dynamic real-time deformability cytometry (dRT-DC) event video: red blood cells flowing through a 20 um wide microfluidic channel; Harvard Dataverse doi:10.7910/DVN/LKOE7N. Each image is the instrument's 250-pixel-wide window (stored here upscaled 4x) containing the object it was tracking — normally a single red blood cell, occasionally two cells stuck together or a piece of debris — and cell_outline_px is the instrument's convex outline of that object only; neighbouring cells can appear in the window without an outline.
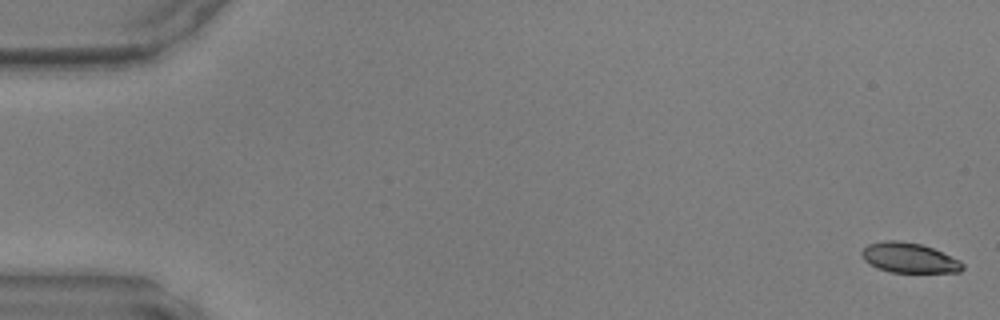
{"species": "common noctule bat (a hibernating species)", "species_latin": "Nyctalus noctula", "temperature_condition": "warm", "stored_images_in_passage": 14, "camera_frame_rate_fps": 3000, "um_per_image_px": 0.085, "animal": {"sex": "male", "body_mass_g": 17.9, "forearm_length_mm": 54.2}, "frame": {"image": 1, "passage_image": 1, "time_ms": 0.0, "image_size_px": [1000, 320], "cell_outline_px": [[964, 268], [960, 272], [892, 272], [876, 268], [864, 260], [860, 252], [868, 244], [884, 240], [900, 240], [920, 244], [932, 248], [960, 260], [964, 264]], "centroid_in_image_um": [77.26, 21.91], "position_along_channel_um": 7.7, "area_um2": 17.63}}